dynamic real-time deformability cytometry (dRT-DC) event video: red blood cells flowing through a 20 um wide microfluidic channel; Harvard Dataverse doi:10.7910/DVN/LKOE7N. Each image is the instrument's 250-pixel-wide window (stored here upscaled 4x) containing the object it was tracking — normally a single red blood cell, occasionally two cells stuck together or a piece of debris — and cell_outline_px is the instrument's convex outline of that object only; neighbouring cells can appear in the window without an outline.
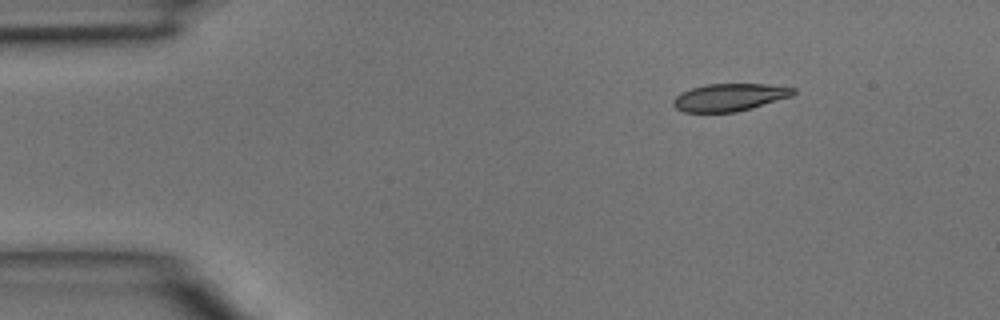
{"species": "common noctule bat (a hibernating species)", "species_latin": "Nyctalus noctula", "temperature_condition": "room temperature", "stored_images_in_passage": 3, "camera_frame_rate_fps": 3000, "um_per_image_px": 0.085, "animal": {"sex": "male", "body_mass_g": 15.6}, "frame": {"image": 1, "passage_image": 1, "time_ms": 0.0, "image_size_px": [1000, 320], "cell_outline_px": [[796, 92], [792, 96], [752, 108], [736, 112], [684, 112], [676, 108], [672, 104], [672, 100], [680, 92], [704, 84], [768, 84], [796, 88]], "centroid_in_image_um": [62.01, 8.27], "position_along_channel_um": 23.0, "area_um2": 19.36}}